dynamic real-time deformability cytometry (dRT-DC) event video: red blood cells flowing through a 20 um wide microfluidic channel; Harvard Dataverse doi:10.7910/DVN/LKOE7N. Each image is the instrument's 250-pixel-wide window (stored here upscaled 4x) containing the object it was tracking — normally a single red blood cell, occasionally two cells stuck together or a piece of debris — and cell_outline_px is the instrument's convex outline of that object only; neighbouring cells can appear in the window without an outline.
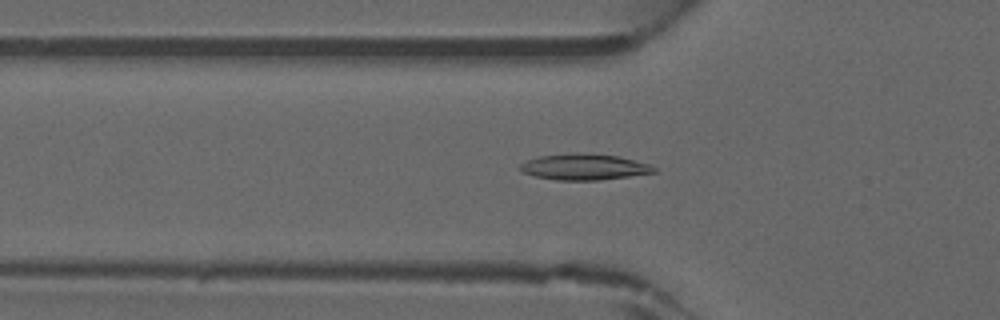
{"species": "common noctule bat (a hibernating species)", "species_latin": "Nyctalus noctula", "temperature_condition": "warm", "stored_images_in_passage": 39, "camera_frame_rate_fps": 3000, "um_per_image_px": 0.085, "animal": {"sex": "male", "forearm_length_mm": 52.5}, "frame": {"image": 1, "passage_image": 9, "time_ms": 2.667, "image_size_px": [1000, 320], "cell_outline_px": [[656, 172], [628, 176], [596, 180], [556, 180], [536, 176], [524, 172], [520, 168], [520, 164], [528, 160], [540, 156], [616, 156], [648, 164], [656, 168]], "centroid_in_image_um": [49.67, 14.24], "position_along_channel_um": 76.1, "area_um2": 18.79}}
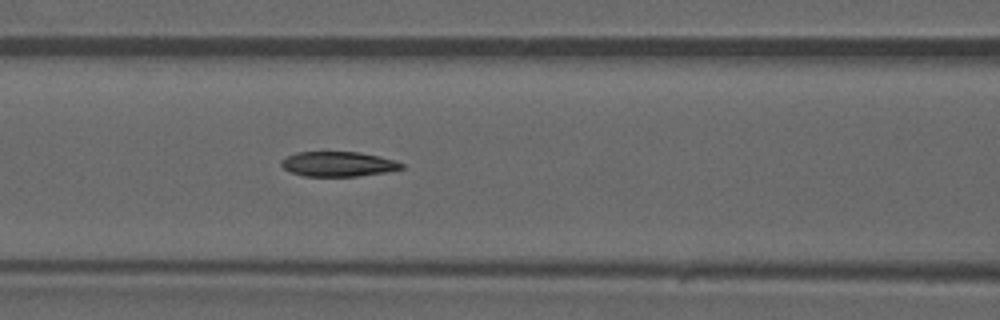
{"frame": {"image": 2, "passage_image": 13, "time_ms": 4.0, "image_size_px": [1000, 320], "cell_outline_px": [[404, 168], [388, 172], [356, 176], [304, 176], [288, 172], [280, 164], [280, 160], [296, 152], [360, 152], [380, 156], [396, 160], [404, 164]], "centroid_in_image_um": [28.76, 13.94], "position_along_channel_um": 137.8, "area_um2": 17.63}}
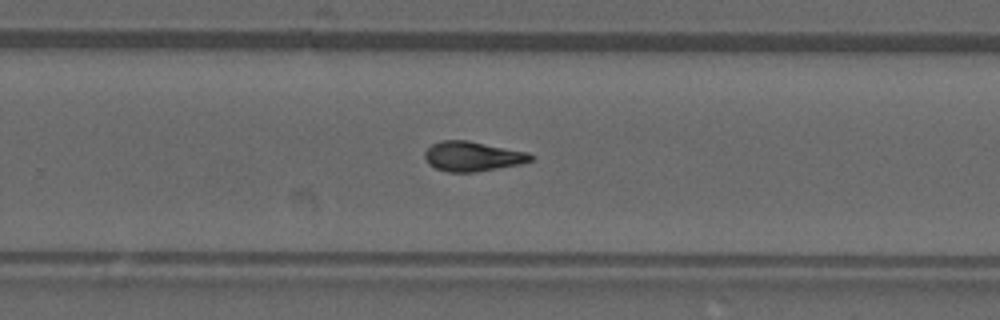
{"frame": {"image": 3, "passage_image": 23, "time_ms": 7.333, "image_size_px": [1000, 320], "cell_outline_px": [[536, 156], [532, 160], [524, 164], [476, 172], [448, 172], [436, 168], [428, 164], [424, 156], [424, 152], [432, 144], [440, 140], [468, 140], [528, 152]], "centroid_in_image_um": [40.2, 13.29], "position_along_channel_um": 289.6, "area_um2": 18.67}}